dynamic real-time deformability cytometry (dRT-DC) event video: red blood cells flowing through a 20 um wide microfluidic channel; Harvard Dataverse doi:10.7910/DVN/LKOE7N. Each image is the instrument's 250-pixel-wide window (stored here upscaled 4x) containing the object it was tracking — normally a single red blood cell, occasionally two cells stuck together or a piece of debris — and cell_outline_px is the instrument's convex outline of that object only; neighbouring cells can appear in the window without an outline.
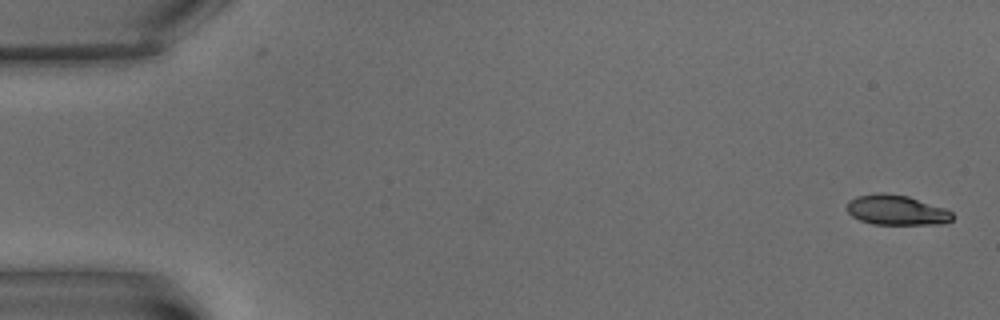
{"species": "common noctule bat (a hibernating species)", "species_latin": "Nyctalus noctula", "temperature_condition": "warm", "stored_images_in_passage": 6, "segment_of_instrument_passage": [2, 2], "camera_frame_rate_fps": 3000, "um_per_image_px": 0.085, "animal": {"sex": "male", "body_mass_g": 15.6}, "frame": {"image": 1, "passage_image": 6, "time_ms": 7.333, "image_size_px": [1000, 320], "cell_outline_px": [[952, 220], [944, 224], [872, 224], [860, 220], [852, 216], [848, 212], [848, 200], [856, 196], [880, 192], [884, 192], [908, 196], [944, 208], [952, 212]], "centroid_in_image_um": [76.19, 17.85], "position_along_channel_um": 8.8, "area_um2": 18.44}}